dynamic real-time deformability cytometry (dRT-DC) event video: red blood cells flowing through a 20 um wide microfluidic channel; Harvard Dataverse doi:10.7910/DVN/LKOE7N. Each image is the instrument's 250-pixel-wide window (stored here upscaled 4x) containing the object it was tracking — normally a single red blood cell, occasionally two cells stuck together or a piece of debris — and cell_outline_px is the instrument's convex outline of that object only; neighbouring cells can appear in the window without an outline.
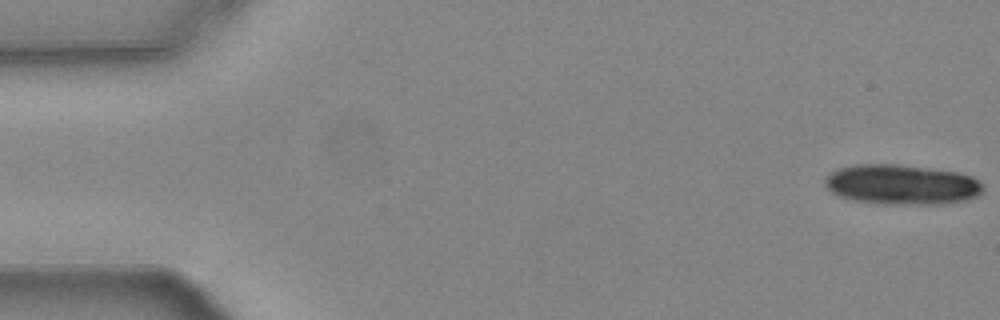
{"species": "common noctule bat (a hibernating species)", "species_latin": "Nyctalus noctula", "temperature_condition": "warm", "stored_images_in_passage": 22, "camera_frame_rate_fps": 3000, "um_per_image_px": 0.085, "animal": {"sex": "female", "body_mass_g": 24.6, "forearm_length_mm": 56.2}, "frame": {"image": 1, "passage_image": 1, "time_ms": 0.0, "image_size_px": [1000, 320], "cell_outline_px": [[984, 188], [976, 196], [964, 200], [944, 204], [880, 204], [852, 200], [840, 196], [832, 192], [824, 184], [824, 180], [832, 172], [840, 168], [856, 164], [900, 164], [956, 172], [972, 176], [984, 184]], "centroid_in_image_um": [76.65, 15.69], "position_along_channel_um": 8.3, "area_um2": 36.88}}
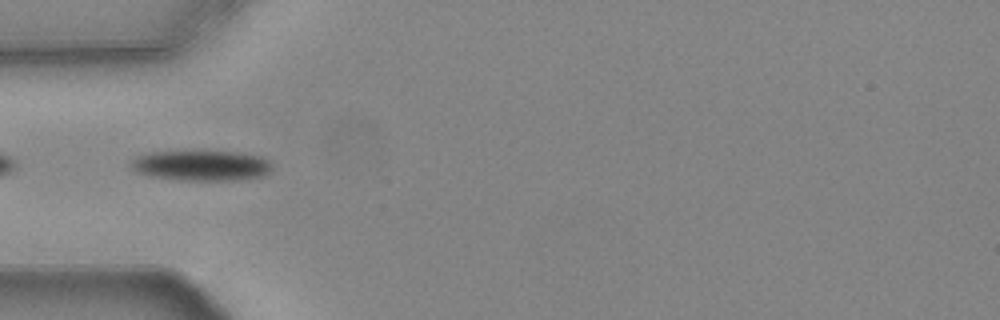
{"frame": {"image": 2, "passage_image": 18, "time_ms": 5.667, "image_size_px": [1000, 320], "cell_outline_px": [[272, 168], [264, 176], [236, 180], [176, 180], [148, 176], [136, 172], [128, 164], [136, 156], [152, 152], [236, 152], [260, 156], [268, 160], [272, 164]], "centroid_in_image_um": [17.09, 14.08], "position_along_channel_um": 67.9, "area_um2": 24.97}}